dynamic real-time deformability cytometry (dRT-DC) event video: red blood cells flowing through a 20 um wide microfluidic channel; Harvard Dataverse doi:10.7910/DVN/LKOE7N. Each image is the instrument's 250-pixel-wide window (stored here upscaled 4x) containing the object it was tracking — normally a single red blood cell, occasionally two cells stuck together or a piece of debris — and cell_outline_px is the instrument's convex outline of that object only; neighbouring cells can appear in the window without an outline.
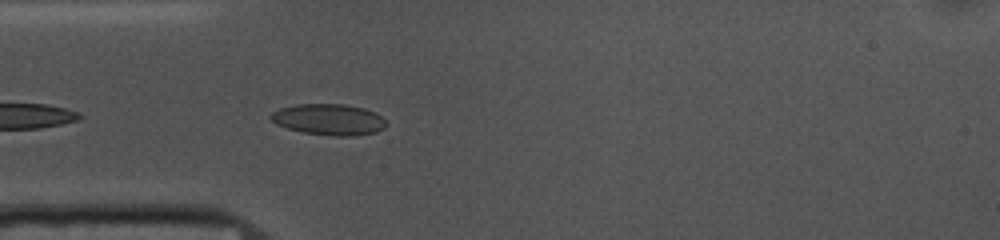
{"species": "common noctule bat (a hibernating species)", "species_latin": "Nyctalus noctula", "temperature_condition": "cold", "stored_images_in_passage": 14, "camera_frame_rate_fps": 3000, "um_per_image_px": 0.085, "animal": {"sex": "female", "body_mass_g": 10.0, "forearm_length_mm": 53.1}, "frame": {"image": 1, "passage_image": 3, "time_ms": 0.667, "image_size_px": [1000, 240], "cell_outline_px": [[388, 124], [384, 128], [376, 132], [352, 136], [336, 136], [304, 132], [288, 128], [276, 124], [268, 116], [272, 112], [280, 108], [296, 104], [344, 104], [364, 108], [376, 112]], "centroid_in_image_um": [27.96, 10.15], "position_along_channel_um": 57.0, "area_um2": 20.92}}